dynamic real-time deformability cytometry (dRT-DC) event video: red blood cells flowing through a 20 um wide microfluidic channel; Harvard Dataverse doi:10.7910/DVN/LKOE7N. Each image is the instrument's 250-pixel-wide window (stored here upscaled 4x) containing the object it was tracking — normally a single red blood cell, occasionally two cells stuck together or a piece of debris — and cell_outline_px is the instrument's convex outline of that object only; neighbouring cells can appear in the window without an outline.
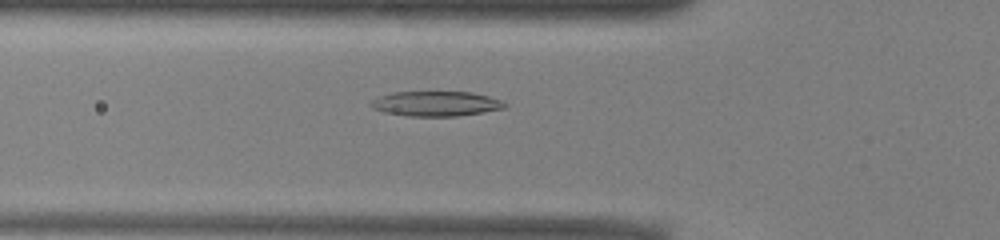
{"species": "common noctule bat (a hibernating species)", "species_latin": "Nyctalus noctula", "temperature_condition": "warm", "stored_images_in_passage": 29, "camera_frame_rate_fps": 3000, "um_per_image_px": 0.085, "animal": {"sex": "male", "body_mass_g": 13.0, "forearm_length_mm": 53.1}, "frame": {"image": 1, "passage_image": 3, "time_ms": 0.667, "image_size_px": [1000, 240], "cell_outline_px": [[508, 104], [504, 108], [484, 112], [456, 116], [408, 116], [384, 112], [372, 108], [368, 104], [372, 100], [380, 96], [392, 92], [472, 92], [488, 96], [500, 100]], "centroid_in_image_um": [37.04, 8.81], "position_along_channel_um": 88.8, "area_um2": 19.42}}
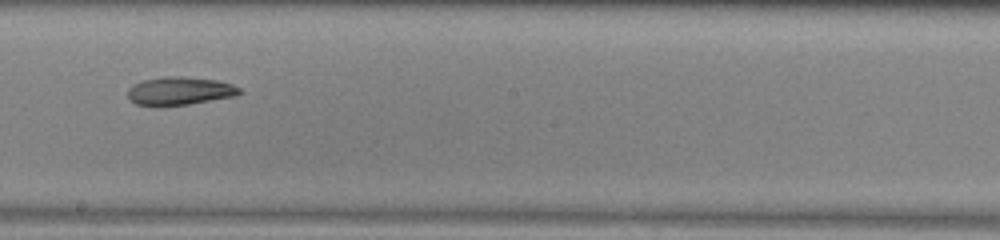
{"frame": {"image": 2, "passage_image": 14, "time_ms": 4.333, "image_size_px": [1000, 240], "cell_outline_px": [[244, 92], [236, 96], [188, 104], [160, 108], [156, 108], [136, 104], [128, 100], [128, 88], [132, 84], [144, 80], [164, 76], [180, 76], [216, 80], [232, 84], [240, 88]], "centroid_in_image_um": [15.23, 7.76], "position_along_channel_um": 233.0, "area_um2": 18.9}}
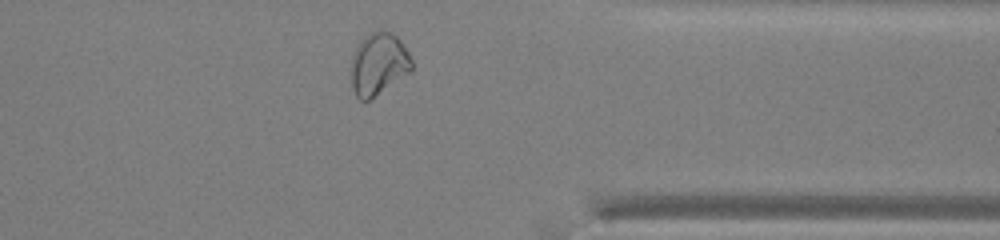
{"frame": {"image": 3, "passage_image": 26, "time_ms": 8.333, "image_size_px": [1000, 240], "cell_outline_px": [[412, 68], [408, 72], [368, 100], [360, 100], [356, 96], [352, 88], [348, 72], [352, 56], [360, 40], [368, 32], [376, 28], [380, 28], [392, 32], [400, 40], [408, 52], [412, 60]], "centroid_in_image_um": [32.11, 5.37], "position_along_channel_um": 379.3, "area_um2": 22.25}, "authors_computed_cell_mechanics": {"area_um2": 18.8428, "velocity_mm_per_s": 3.9265, "shape_relaxation_time_tau1_ms": null, "shape_relaxation_time_tau2_ms": 6.2628, "deformation_change_tau1": null, "deformation_change_tau2": 0.1394}}